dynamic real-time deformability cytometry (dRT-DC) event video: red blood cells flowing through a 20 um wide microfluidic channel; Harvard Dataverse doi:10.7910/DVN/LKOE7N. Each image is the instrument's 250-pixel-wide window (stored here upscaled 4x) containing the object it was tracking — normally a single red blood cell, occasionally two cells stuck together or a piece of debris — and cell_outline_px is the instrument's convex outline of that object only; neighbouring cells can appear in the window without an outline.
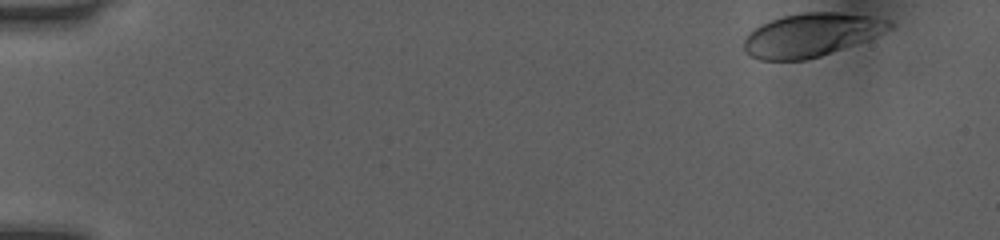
{"species": "human", "species_latin": "Homo sapiens", "temperature_condition": "room temperature", "stored_images_in_passage": 42, "camera_frame_rate_fps": 3000, "um_per_image_px": 0.085, "donor": {"sex": "female"}, "frame": {"image": 1, "passage_image": 1, "time_ms": 0.0, "image_size_px": [1000, 240], "cell_outline_px": [[892, 28], [864, 40], [820, 56], [804, 60], [760, 60], [748, 56], [744, 52], [744, 40], [748, 32], [760, 24], [784, 16], [804, 12], [836, 12], [872, 16], [888, 20], [892, 24]], "centroid_in_image_um": [68.88, 2.97], "position_along_channel_um": 16.1, "area_um2": 36.41}}
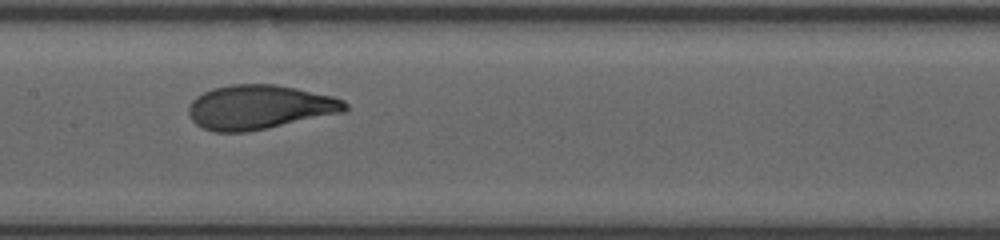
{"frame": {"image": 2, "passage_image": 24, "time_ms": 7.667, "image_size_px": [1000, 240], "cell_outline_px": [[348, 108], [344, 112], [268, 128], [244, 132], [216, 132], [204, 128], [196, 124], [192, 120], [188, 112], [188, 104], [196, 96], [212, 88], [232, 84], [276, 84], [296, 88], [332, 96], [344, 100], [348, 104]], "centroid_in_image_um": [22.04, 9.1], "position_along_channel_um": 185.4, "area_um2": 40.4}}
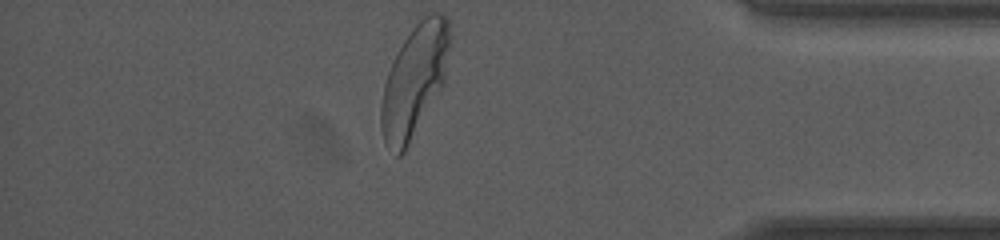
{"frame": {"image": 3, "passage_image": 42, "time_ms": 13.667, "image_size_px": [1000, 240], "cell_outline_px": [[452, 40], [444, 84], [404, 152], [400, 156], [396, 156], [384, 144], [380, 128], [380, 104], [384, 84], [388, 72], [404, 40], [412, 28], [424, 16], [432, 12], [440, 12], [448, 20], [452, 36]], "centroid_in_image_um": [35.24, 6.86], "position_along_channel_um": 400.0, "area_um2": 45.03}, "authors_computed_cell_mechanics": {"area_um2": 39.7375, "velocity_mm_per_s": 4.0384, "shape_relaxation_time_tau1_ms": 3.1511, "shape_relaxation_time_tau2_ms": null, "deformation_change_tau1": 0.1716, "deformation_change_tau2": null}}